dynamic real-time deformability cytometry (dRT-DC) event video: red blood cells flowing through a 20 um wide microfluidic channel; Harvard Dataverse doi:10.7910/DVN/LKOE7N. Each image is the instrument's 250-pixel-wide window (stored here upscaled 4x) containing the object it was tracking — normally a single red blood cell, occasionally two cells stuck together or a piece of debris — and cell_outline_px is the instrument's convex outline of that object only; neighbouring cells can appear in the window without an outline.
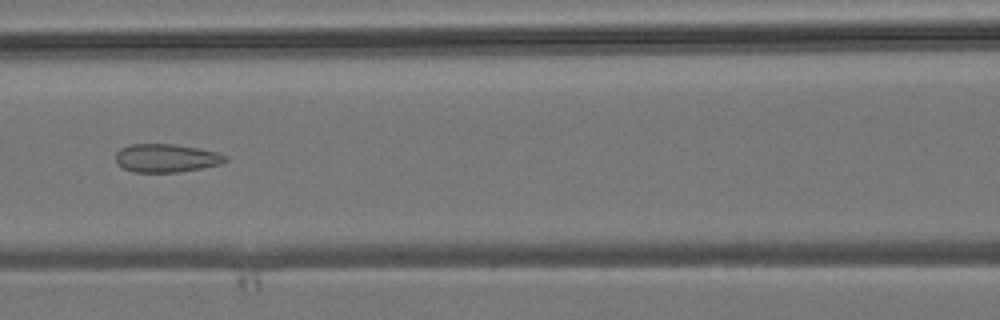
{"species": "common noctule bat (a hibernating species)", "species_latin": "Nyctalus noctula", "temperature_condition": "room temperature", "stored_images_in_passage": 6, "camera_frame_rate_fps": 3000, "um_per_image_px": 0.085, "animal": {"sex": "male", "body_mass_g": 19.2, "forearm_length_mm": 51.8}, "frame": {"image": 1, "passage_image": 5, "time_ms": 4.667, "image_size_px": [1000, 320], "cell_outline_px": [[228, 160], [220, 164], [180, 172], [132, 172], [124, 168], [116, 160], [116, 152], [120, 148], [128, 144], [172, 144], [196, 148], [216, 152], [228, 156]], "centroid_in_image_um": [14.12, 13.43], "position_along_channel_um": 152.5, "area_um2": 17.98}}
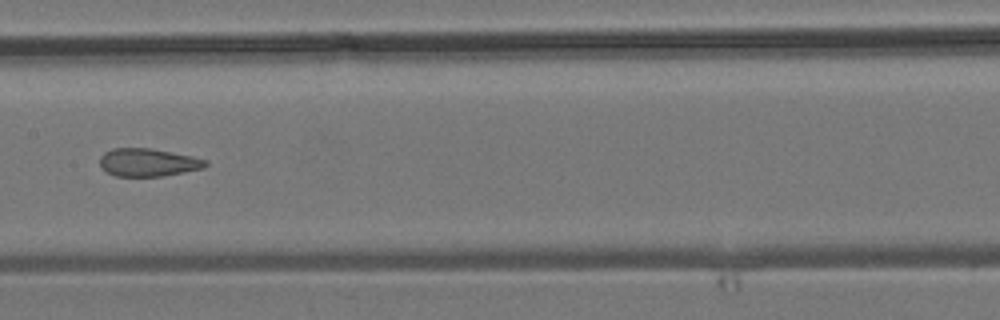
{"frame": {"image": 2, "passage_image": 6, "time_ms": 5.667, "image_size_px": [1000, 320], "cell_outline_px": [[208, 164], [204, 168], [164, 176], [116, 176], [108, 172], [100, 164], [100, 156], [104, 152], [112, 148], [152, 148], [192, 156], [208, 160]], "centroid_in_image_um": [12.61, 13.8], "position_along_channel_um": 194.8, "area_um2": 17.22}}